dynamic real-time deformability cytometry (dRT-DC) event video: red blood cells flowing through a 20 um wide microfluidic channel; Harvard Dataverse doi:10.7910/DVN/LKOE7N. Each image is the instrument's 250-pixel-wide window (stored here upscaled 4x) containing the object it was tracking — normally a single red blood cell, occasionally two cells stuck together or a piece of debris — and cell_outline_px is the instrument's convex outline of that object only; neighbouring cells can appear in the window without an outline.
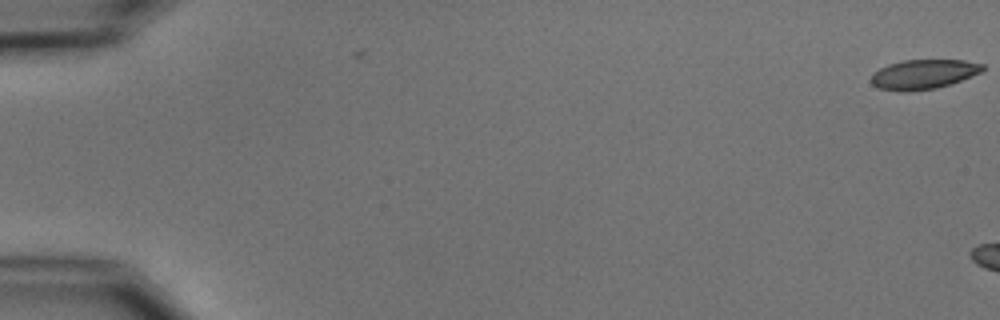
{"species": "common noctule bat (a hibernating species)", "species_latin": "Nyctalus noctula", "temperature_condition": "cold", "stored_images_in_passage": 3, "camera_frame_rate_fps": 3000, "um_per_image_px": 0.085, "animal": {"sex": "male", "body_mass_g": 15.6}, "frame": {"image": 1, "passage_image": 1, "time_ms": 0.0, "image_size_px": [1000, 320], "cell_outline_px": [[984, 68], [980, 72], [960, 80], [936, 88], [908, 92], [900, 92], [880, 88], [872, 84], [872, 72], [888, 64], [904, 60], [964, 60], [984, 64]], "centroid_in_image_um": [78.46, 6.31], "position_along_channel_um": 6.5, "area_um2": 19.07}}